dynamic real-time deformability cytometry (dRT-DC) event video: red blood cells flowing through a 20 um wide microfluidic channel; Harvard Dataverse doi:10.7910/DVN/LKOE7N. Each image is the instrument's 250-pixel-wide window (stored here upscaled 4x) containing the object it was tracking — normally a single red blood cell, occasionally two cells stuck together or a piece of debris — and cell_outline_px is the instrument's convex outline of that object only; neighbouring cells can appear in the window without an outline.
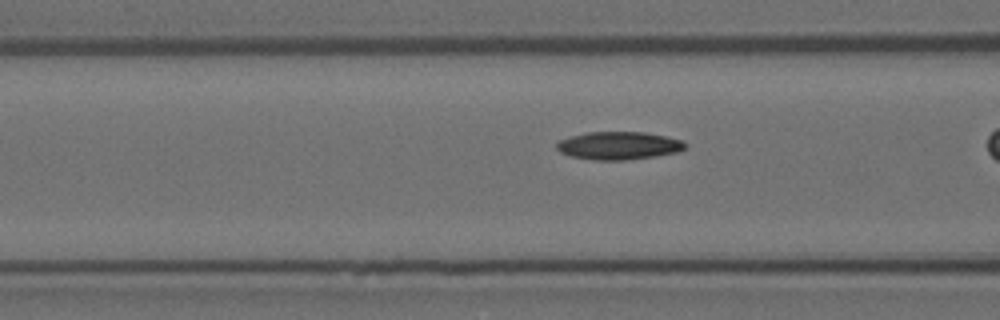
{"species": "Egyptian fruit bat (a non-hibernating species)", "species_latin": "Rousettus aegyptiacus", "temperature_condition": "room temperature", "stored_images_in_passage": 29, "camera_frame_rate_fps": 3000, "um_per_image_px": 0.085, "animal": {"sex": "female"}, "frame": {"image": 1, "passage_image": 7, "time_ms": 2.0, "image_size_px": [1000, 320], "cell_outline_px": [[688, 144], [684, 148], [676, 152], [656, 156], [624, 160], [592, 160], [572, 156], [560, 152], [556, 148], [556, 144], [560, 140], [568, 136], [588, 132], [644, 132], [668, 136], [684, 140]], "centroid_in_image_um": [52.6, 12.37], "position_along_channel_um": 114.0, "area_um2": 21.04}}
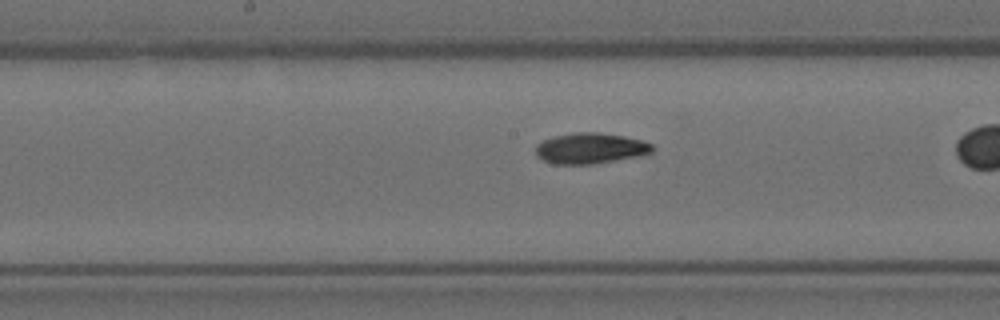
{"frame": {"image": 2, "passage_image": 14, "time_ms": 4.333, "image_size_px": [1000, 320], "cell_outline_px": [[656, 148], [652, 152], [636, 156], [592, 164], [552, 164], [536, 156], [536, 144], [552, 136], [572, 132], [600, 132], [624, 136], [640, 140], [652, 144]], "centroid_in_image_um": [50.15, 12.59], "position_along_channel_um": 198.1, "area_um2": 20.92}}